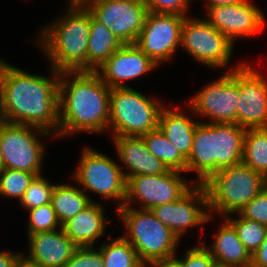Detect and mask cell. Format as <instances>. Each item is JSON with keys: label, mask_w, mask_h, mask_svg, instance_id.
Returning a JSON list of instances; mask_svg holds the SVG:
<instances>
[{"label": "cell", "mask_w": 267, "mask_h": 267, "mask_svg": "<svg viewBox=\"0 0 267 267\" xmlns=\"http://www.w3.org/2000/svg\"><path fill=\"white\" fill-rule=\"evenodd\" d=\"M185 18L177 14L148 12L136 46L158 66L169 62L181 45V29Z\"/></svg>", "instance_id": "cell-13"}, {"label": "cell", "mask_w": 267, "mask_h": 267, "mask_svg": "<svg viewBox=\"0 0 267 267\" xmlns=\"http://www.w3.org/2000/svg\"><path fill=\"white\" fill-rule=\"evenodd\" d=\"M145 267H182V264L175 257H171L151 261Z\"/></svg>", "instance_id": "cell-39"}, {"label": "cell", "mask_w": 267, "mask_h": 267, "mask_svg": "<svg viewBox=\"0 0 267 267\" xmlns=\"http://www.w3.org/2000/svg\"><path fill=\"white\" fill-rule=\"evenodd\" d=\"M182 174L183 172L169 169L163 174L128 178L123 206L132 207L136 201L141 205L134 208L151 210L156 206L178 201L195 185L192 180L188 182Z\"/></svg>", "instance_id": "cell-12"}, {"label": "cell", "mask_w": 267, "mask_h": 267, "mask_svg": "<svg viewBox=\"0 0 267 267\" xmlns=\"http://www.w3.org/2000/svg\"><path fill=\"white\" fill-rule=\"evenodd\" d=\"M28 213L27 235L62 228L51 203L28 210Z\"/></svg>", "instance_id": "cell-32"}, {"label": "cell", "mask_w": 267, "mask_h": 267, "mask_svg": "<svg viewBox=\"0 0 267 267\" xmlns=\"http://www.w3.org/2000/svg\"><path fill=\"white\" fill-rule=\"evenodd\" d=\"M238 214L241 217L257 221L267 227V186L240 209Z\"/></svg>", "instance_id": "cell-34"}, {"label": "cell", "mask_w": 267, "mask_h": 267, "mask_svg": "<svg viewBox=\"0 0 267 267\" xmlns=\"http://www.w3.org/2000/svg\"><path fill=\"white\" fill-rule=\"evenodd\" d=\"M58 137L109 133L111 88L95 71H63L59 84Z\"/></svg>", "instance_id": "cell-2"}, {"label": "cell", "mask_w": 267, "mask_h": 267, "mask_svg": "<svg viewBox=\"0 0 267 267\" xmlns=\"http://www.w3.org/2000/svg\"><path fill=\"white\" fill-rule=\"evenodd\" d=\"M206 2V9L209 7L219 6V5H229L234 3H239L244 0H204Z\"/></svg>", "instance_id": "cell-40"}, {"label": "cell", "mask_w": 267, "mask_h": 267, "mask_svg": "<svg viewBox=\"0 0 267 267\" xmlns=\"http://www.w3.org/2000/svg\"><path fill=\"white\" fill-rule=\"evenodd\" d=\"M65 15L44 26L35 40L48 58L50 68L87 71V48L91 30V11L68 4Z\"/></svg>", "instance_id": "cell-3"}, {"label": "cell", "mask_w": 267, "mask_h": 267, "mask_svg": "<svg viewBox=\"0 0 267 267\" xmlns=\"http://www.w3.org/2000/svg\"><path fill=\"white\" fill-rule=\"evenodd\" d=\"M109 105V131L115 137L141 136L158 129L166 104L131 87L111 89Z\"/></svg>", "instance_id": "cell-7"}, {"label": "cell", "mask_w": 267, "mask_h": 267, "mask_svg": "<svg viewBox=\"0 0 267 267\" xmlns=\"http://www.w3.org/2000/svg\"><path fill=\"white\" fill-rule=\"evenodd\" d=\"M24 253L0 251V267H17L20 258Z\"/></svg>", "instance_id": "cell-38"}, {"label": "cell", "mask_w": 267, "mask_h": 267, "mask_svg": "<svg viewBox=\"0 0 267 267\" xmlns=\"http://www.w3.org/2000/svg\"><path fill=\"white\" fill-rule=\"evenodd\" d=\"M88 9L123 44H135L149 12L144 0H105Z\"/></svg>", "instance_id": "cell-15"}, {"label": "cell", "mask_w": 267, "mask_h": 267, "mask_svg": "<svg viewBox=\"0 0 267 267\" xmlns=\"http://www.w3.org/2000/svg\"><path fill=\"white\" fill-rule=\"evenodd\" d=\"M204 243L205 241L186 249L181 258L176 255L174 257L182 264V267H218Z\"/></svg>", "instance_id": "cell-33"}, {"label": "cell", "mask_w": 267, "mask_h": 267, "mask_svg": "<svg viewBox=\"0 0 267 267\" xmlns=\"http://www.w3.org/2000/svg\"><path fill=\"white\" fill-rule=\"evenodd\" d=\"M144 2L148 11L152 13L188 16L192 0H144Z\"/></svg>", "instance_id": "cell-36"}, {"label": "cell", "mask_w": 267, "mask_h": 267, "mask_svg": "<svg viewBox=\"0 0 267 267\" xmlns=\"http://www.w3.org/2000/svg\"><path fill=\"white\" fill-rule=\"evenodd\" d=\"M92 201L95 200H92L90 195L72 183L55 184L51 194V204L61 226L87 207Z\"/></svg>", "instance_id": "cell-25"}, {"label": "cell", "mask_w": 267, "mask_h": 267, "mask_svg": "<svg viewBox=\"0 0 267 267\" xmlns=\"http://www.w3.org/2000/svg\"><path fill=\"white\" fill-rule=\"evenodd\" d=\"M235 44L206 19L186 16L181 29V49L193 60L212 69H226Z\"/></svg>", "instance_id": "cell-11"}, {"label": "cell", "mask_w": 267, "mask_h": 267, "mask_svg": "<svg viewBox=\"0 0 267 267\" xmlns=\"http://www.w3.org/2000/svg\"><path fill=\"white\" fill-rule=\"evenodd\" d=\"M54 186L55 183H51L42 174L37 175L30 182L19 203L27 210L51 203V194Z\"/></svg>", "instance_id": "cell-31"}, {"label": "cell", "mask_w": 267, "mask_h": 267, "mask_svg": "<svg viewBox=\"0 0 267 267\" xmlns=\"http://www.w3.org/2000/svg\"><path fill=\"white\" fill-rule=\"evenodd\" d=\"M70 4L80 7V8H89L95 3L105 1V0H68Z\"/></svg>", "instance_id": "cell-41"}, {"label": "cell", "mask_w": 267, "mask_h": 267, "mask_svg": "<svg viewBox=\"0 0 267 267\" xmlns=\"http://www.w3.org/2000/svg\"><path fill=\"white\" fill-rule=\"evenodd\" d=\"M36 175L26 171L5 168L0 173V195L9 199H22Z\"/></svg>", "instance_id": "cell-30"}, {"label": "cell", "mask_w": 267, "mask_h": 267, "mask_svg": "<svg viewBox=\"0 0 267 267\" xmlns=\"http://www.w3.org/2000/svg\"><path fill=\"white\" fill-rule=\"evenodd\" d=\"M50 71V78L28 73L0 58V121L35 126L55 138L59 132L61 72Z\"/></svg>", "instance_id": "cell-1"}, {"label": "cell", "mask_w": 267, "mask_h": 267, "mask_svg": "<svg viewBox=\"0 0 267 267\" xmlns=\"http://www.w3.org/2000/svg\"><path fill=\"white\" fill-rule=\"evenodd\" d=\"M98 248L104 267H145L136 250L122 235L111 242L103 241Z\"/></svg>", "instance_id": "cell-28"}, {"label": "cell", "mask_w": 267, "mask_h": 267, "mask_svg": "<svg viewBox=\"0 0 267 267\" xmlns=\"http://www.w3.org/2000/svg\"><path fill=\"white\" fill-rule=\"evenodd\" d=\"M103 207L102 203L92 201L62 226L65 234L78 247L94 246L95 242L106 234V225L111 219L107 220L108 216L105 215Z\"/></svg>", "instance_id": "cell-21"}, {"label": "cell", "mask_w": 267, "mask_h": 267, "mask_svg": "<svg viewBox=\"0 0 267 267\" xmlns=\"http://www.w3.org/2000/svg\"><path fill=\"white\" fill-rule=\"evenodd\" d=\"M141 137L150 153L161 160L168 169L187 173V159L166 138L159 128L141 135Z\"/></svg>", "instance_id": "cell-26"}, {"label": "cell", "mask_w": 267, "mask_h": 267, "mask_svg": "<svg viewBox=\"0 0 267 267\" xmlns=\"http://www.w3.org/2000/svg\"><path fill=\"white\" fill-rule=\"evenodd\" d=\"M112 141L122 167L126 166L127 171H123L126 180L139 175L163 174L169 170L150 153L141 136H115Z\"/></svg>", "instance_id": "cell-20"}, {"label": "cell", "mask_w": 267, "mask_h": 267, "mask_svg": "<svg viewBox=\"0 0 267 267\" xmlns=\"http://www.w3.org/2000/svg\"><path fill=\"white\" fill-rule=\"evenodd\" d=\"M210 216L238 213L266 186L265 176L243 163L214 173L204 184Z\"/></svg>", "instance_id": "cell-6"}, {"label": "cell", "mask_w": 267, "mask_h": 267, "mask_svg": "<svg viewBox=\"0 0 267 267\" xmlns=\"http://www.w3.org/2000/svg\"><path fill=\"white\" fill-rule=\"evenodd\" d=\"M53 134L41 128L0 121V150L5 168L42 174L45 146L40 137Z\"/></svg>", "instance_id": "cell-10"}, {"label": "cell", "mask_w": 267, "mask_h": 267, "mask_svg": "<svg viewBox=\"0 0 267 267\" xmlns=\"http://www.w3.org/2000/svg\"><path fill=\"white\" fill-rule=\"evenodd\" d=\"M17 267H40V266L22 256L17 264Z\"/></svg>", "instance_id": "cell-42"}, {"label": "cell", "mask_w": 267, "mask_h": 267, "mask_svg": "<svg viewBox=\"0 0 267 267\" xmlns=\"http://www.w3.org/2000/svg\"><path fill=\"white\" fill-rule=\"evenodd\" d=\"M250 65L244 62L239 66L237 124L245 129L264 128L267 127V77Z\"/></svg>", "instance_id": "cell-17"}, {"label": "cell", "mask_w": 267, "mask_h": 267, "mask_svg": "<svg viewBox=\"0 0 267 267\" xmlns=\"http://www.w3.org/2000/svg\"><path fill=\"white\" fill-rule=\"evenodd\" d=\"M123 43L91 13L87 71L97 70Z\"/></svg>", "instance_id": "cell-24"}, {"label": "cell", "mask_w": 267, "mask_h": 267, "mask_svg": "<svg viewBox=\"0 0 267 267\" xmlns=\"http://www.w3.org/2000/svg\"><path fill=\"white\" fill-rule=\"evenodd\" d=\"M116 213L125 228L122 236L130 242L145 266L151 261L176 255L179 238L151 210L122 206Z\"/></svg>", "instance_id": "cell-5"}, {"label": "cell", "mask_w": 267, "mask_h": 267, "mask_svg": "<svg viewBox=\"0 0 267 267\" xmlns=\"http://www.w3.org/2000/svg\"><path fill=\"white\" fill-rule=\"evenodd\" d=\"M136 44H123L95 72L111 88H131L126 82L158 69Z\"/></svg>", "instance_id": "cell-18"}, {"label": "cell", "mask_w": 267, "mask_h": 267, "mask_svg": "<svg viewBox=\"0 0 267 267\" xmlns=\"http://www.w3.org/2000/svg\"><path fill=\"white\" fill-rule=\"evenodd\" d=\"M206 20L232 43L237 38H249L260 34L266 27V17L250 0L229 5L209 7Z\"/></svg>", "instance_id": "cell-16"}, {"label": "cell", "mask_w": 267, "mask_h": 267, "mask_svg": "<svg viewBox=\"0 0 267 267\" xmlns=\"http://www.w3.org/2000/svg\"><path fill=\"white\" fill-rule=\"evenodd\" d=\"M245 128L237 123L200 122L187 158V173H195V184H204L214 173L242 163Z\"/></svg>", "instance_id": "cell-4"}, {"label": "cell", "mask_w": 267, "mask_h": 267, "mask_svg": "<svg viewBox=\"0 0 267 267\" xmlns=\"http://www.w3.org/2000/svg\"><path fill=\"white\" fill-rule=\"evenodd\" d=\"M242 163L267 175V127L246 130Z\"/></svg>", "instance_id": "cell-27"}, {"label": "cell", "mask_w": 267, "mask_h": 267, "mask_svg": "<svg viewBox=\"0 0 267 267\" xmlns=\"http://www.w3.org/2000/svg\"><path fill=\"white\" fill-rule=\"evenodd\" d=\"M250 267H267V235L261 246L252 254Z\"/></svg>", "instance_id": "cell-37"}, {"label": "cell", "mask_w": 267, "mask_h": 267, "mask_svg": "<svg viewBox=\"0 0 267 267\" xmlns=\"http://www.w3.org/2000/svg\"><path fill=\"white\" fill-rule=\"evenodd\" d=\"M180 109L165 105L159 116L158 128L187 159L192 150L195 129L201 121L190 118L189 114Z\"/></svg>", "instance_id": "cell-23"}, {"label": "cell", "mask_w": 267, "mask_h": 267, "mask_svg": "<svg viewBox=\"0 0 267 267\" xmlns=\"http://www.w3.org/2000/svg\"><path fill=\"white\" fill-rule=\"evenodd\" d=\"M213 238L206 248L216 261L218 267H250L252 255L238 238L235 228L224 218Z\"/></svg>", "instance_id": "cell-22"}, {"label": "cell", "mask_w": 267, "mask_h": 267, "mask_svg": "<svg viewBox=\"0 0 267 267\" xmlns=\"http://www.w3.org/2000/svg\"><path fill=\"white\" fill-rule=\"evenodd\" d=\"M225 219L235 228L238 238L252 255L263 243L267 227L257 221L241 217L238 213L229 214Z\"/></svg>", "instance_id": "cell-29"}, {"label": "cell", "mask_w": 267, "mask_h": 267, "mask_svg": "<svg viewBox=\"0 0 267 267\" xmlns=\"http://www.w3.org/2000/svg\"><path fill=\"white\" fill-rule=\"evenodd\" d=\"M151 211L179 240L188 229L214 220L210 216L208 194L203 184H195L178 201L156 206Z\"/></svg>", "instance_id": "cell-14"}, {"label": "cell", "mask_w": 267, "mask_h": 267, "mask_svg": "<svg viewBox=\"0 0 267 267\" xmlns=\"http://www.w3.org/2000/svg\"><path fill=\"white\" fill-rule=\"evenodd\" d=\"M78 167L70 178L87 194H98L105 200H115L117 208L124 205L127 180L121 164L94 148H83Z\"/></svg>", "instance_id": "cell-8"}, {"label": "cell", "mask_w": 267, "mask_h": 267, "mask_svg": "<svg viewBox=\"0 0 267 267\" xmlns=\"http://www.w3.org/2000/svg\"><path fill=\"white\" fill-rule=\"evenodd\" d=\"M28 254L23 256L40 267H65L78 246L63 228L27 235Z\"/></svg>", "instance_id": "cell-19"}, {"label": "cell", "mask_w": 267, "mask_h": 267, "mask_svg": "<svg viewBox=\"0 0 267 267\" xmlns=\"http://www.w3.org/2000/svg\"><path fill=\"white\" fill-rule=\"evenodd\" d=\"M5 169V165H4V162H3V158H2V153H1V150H0V173Z\"/></svg>", "instance_id": "cell-43"}, {"label": "cell", "mask_w": 267, "mask_h": 267, "mask_svg": "<svg viewBox=\"0 0 267 267\" xmlns=\"http://www.w3.org/2000/svg\"><path fill=\"white\" fill-rule=\"evenodd\" d=\"M228 71L213 82L207 83L187 101L188 112L205 117L208 123H237V103L239 98V66Z\"/></svg>", "instance_id": "cell-9"}, {"label": "cell", "mask_w": 267, "mask_h": 267, "mask_svg": "<svg viewBox=\"0 0 267 267\" xmlns=\"http://www.w3.org/2000/svg\"><path fill=\"white\" fill-rule=\"evenodd\" d=\"M96 247H78L65 267H104L101 251Z\"/></svg>", "instance_id": "cell-35"}]
</instances>
